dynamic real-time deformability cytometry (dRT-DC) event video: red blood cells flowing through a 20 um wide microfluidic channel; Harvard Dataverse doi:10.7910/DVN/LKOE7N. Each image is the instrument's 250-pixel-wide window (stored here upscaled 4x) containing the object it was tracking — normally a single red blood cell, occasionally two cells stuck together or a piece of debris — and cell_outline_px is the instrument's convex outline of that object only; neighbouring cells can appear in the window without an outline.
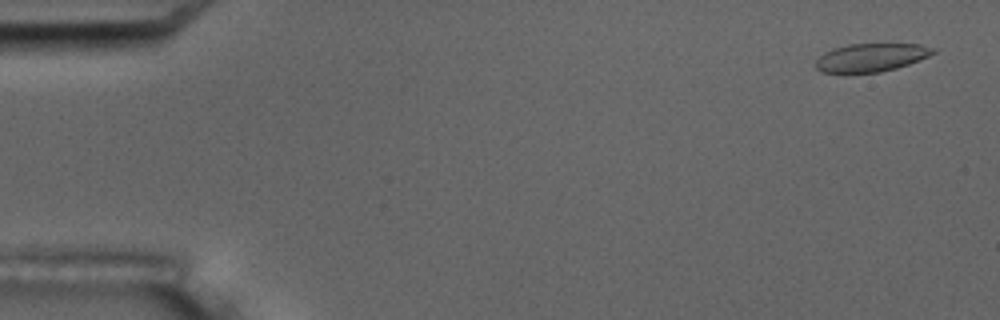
{"species": "common noctule bat (a hibernating species)", "species_latin": "Nyctalus noctula", "temperature_condition": "room temperature", "stored_images_in_passage": 17, "camera_frame_rate_fps": 3000, "um_per_image_px": 0.085, "animal": {"sex": "male", "body_mass_g": 17.5, "forearm_length_mm": 52.3}, "frame": {"image": 1, "passage_image": 1, "time_ms": 0.0, "image_size_px": [1000, 320], "cell_outline_px": [[936, 52], [920, 60], [896, 68], [880, 72], [844, 76], [820, 72], [816, 68], [816, 60], [824, 52], [832, 48], [848, 44], [920, 44], [936, 48]], "centroid_in_image_um": [73.97, 4.93], "position_along_channel_um": 11.0, "area_um2": 20.11}, "authors_computed_cell_mechanics": {"area_um2": 20.2878, "velocity_mm_per_s": 3.4636, "shape_relaxation_time_tau1_ms": 11.0577, "shape_relaxation_time_tau2_ms": 1.8139, "deformation_change_tau1": 0.2237, "deformation_change_tau2": 0.0665}}